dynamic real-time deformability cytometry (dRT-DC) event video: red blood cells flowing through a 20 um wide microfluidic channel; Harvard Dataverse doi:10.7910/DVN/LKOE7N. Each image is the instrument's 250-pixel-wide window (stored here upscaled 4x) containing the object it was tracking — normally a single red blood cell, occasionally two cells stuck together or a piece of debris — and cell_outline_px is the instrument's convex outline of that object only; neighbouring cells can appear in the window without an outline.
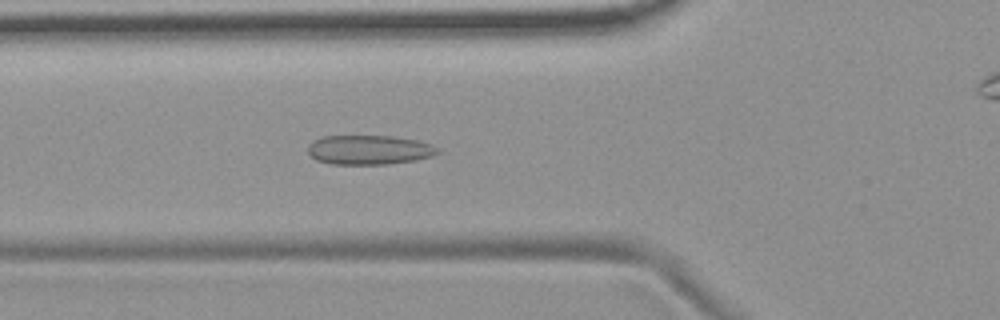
{"species": "common noctule bat (a hibernating species)", "species_latin": "Nyctalus noctula", "temperature_condition": "room temperature", "stored_images_in_passage": 55, "camera_frame_rate_fps": 3000, "um_per_image_px": 0.085, "animal": {"sex": "female", "body_mass_g": 19.9}, "frame": {"image": 1, "passage_image": 19, "time_ms": 6.0, "image_size_px": [1000, 320], "cell_outline_px": [[440, 152], [432, 156], [416, 160], [388, 164], [332, 164], [316, 160], [308, 152], [308, 144], [312, 140], [324, 136], [392, 136], [420, 140], [432, 144], [440, 148]], "centroid_in_image_um": [31.41, 12.73], "position_along_channel_um": 94.4, "area_um2": 22.48}}
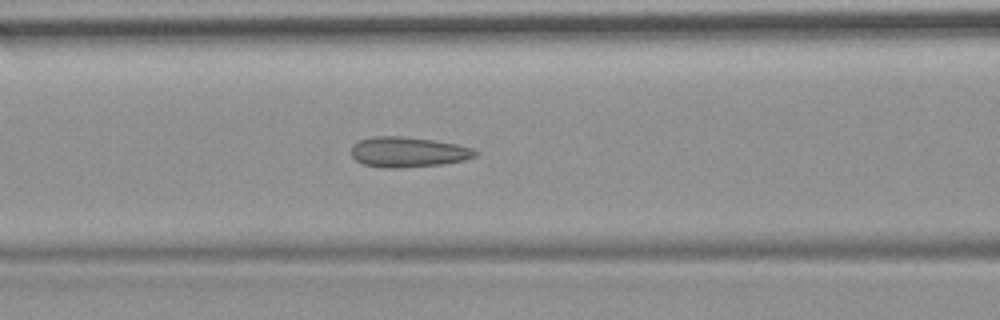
{"frame": {"image": 2, "passage_image": 22, "time_ms": 7.0, "image_size_px": [1000, 320], "cell_outline_px": [[480, 152], [476, 156], [464, 160], [440, 164], [400, 168], [380, 168], [364, 164], [356, 160], [352, 156], [352, 144], [360, 140], [372, 136], [404, 136], [432, 140], [456, 144], [472, 148]], "centroid_in_image_um": [34.67, 12.92], "position_along_channel_um": 131.9, "area_um2": 21.91}}
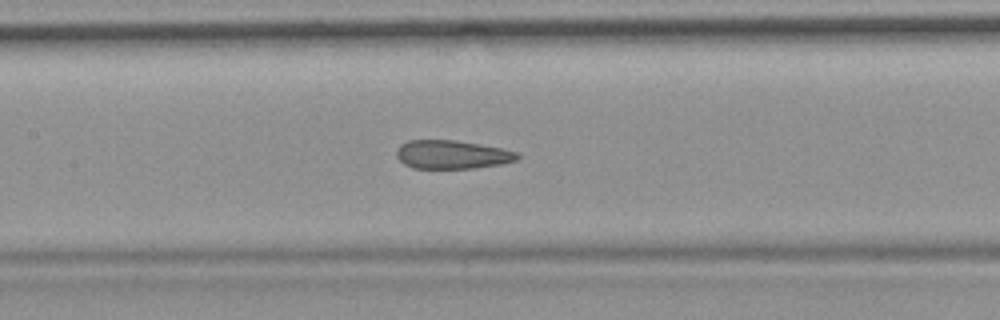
{"frame": {"image": 3, "passage_image": 25, "time_ms": 8.0, "image_size_px": [1000, 320], "cell_outline_px": [[520, 156], [516, 160], [500, 164], [472, 168], [412, 168], [404, 164], [396, 156], [396, 148], [400, 144], [408, 140], [456, 140], [480, 144], [520, 152]], "centroid_in_image_um": [38.4, 13.13], "position_along_channel_um": 169.0, "area_um2": 20.17}, "authors_computed_cell_mechanics": {"area_um2": 21.964, "velocity_mm_per_s": 3.7064, "shape_relaxation_time_tau1_ms": null, "shape_relaxation_time_tau2_ms": 1.4684, "deformation_change_tau1": null, "deformation_change_tau2": 0.0797}}